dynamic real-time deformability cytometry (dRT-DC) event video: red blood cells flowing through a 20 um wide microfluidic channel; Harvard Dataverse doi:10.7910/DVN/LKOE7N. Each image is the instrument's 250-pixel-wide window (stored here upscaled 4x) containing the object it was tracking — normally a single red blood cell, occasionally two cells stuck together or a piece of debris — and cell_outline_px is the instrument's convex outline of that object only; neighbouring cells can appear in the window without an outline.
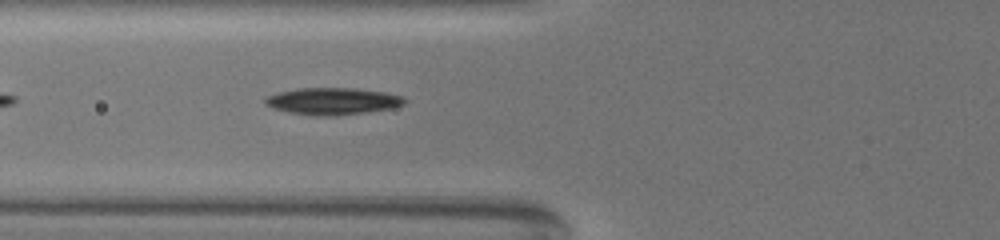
{"species": "common noctule bat (a hibernating species)", "species_latin": "Nyctalus noctula", "temperature_condition": "warm", "stored_images_in_passage": 48, "camera_frame_rate_fps": 3000, "um_per_image_px": 0.085, "animal": {"sex": "female", "body_mass_g": 19.5, "forearm_length_mm": 54.1}, "frame": {"image": 1, "passage_image": 7, "time_ms": 2.0, "image_size_px": [1000, 240], "cell_outline_px": [[408, 100], [404, 104], [392, 108], [368, 112], [332, 116], [320, 116], [288, 112], [264, 104], [264, 100], [268, 96], [280, 92], [300, 88], [352, 88], [384, 92], [400, 96]], "centroid_in_image_um": [28.3, 8.6], "position_along_channel_um": 97.5, "area_um2": 21.62}}
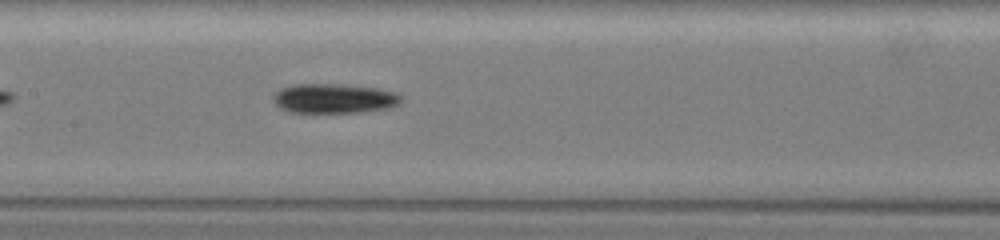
{"frame": {"image": 2, "passage_image": 15, "time_ms": 4.667, "image_size_px": [1000, 240], "cell_outline_px": [[400, 100], [396, 104], [388, 108], [356, 112], [288, 112], [280, 108], [276, 104], [272, 96], [280, 88], [292, 84], [332, 84], [372, 88], [392, 92], [400, 96]], "centroid_in_image_um": [28.28, 8.37], "position_along_channel_um": 179.1, "area_um2": 21.5}}
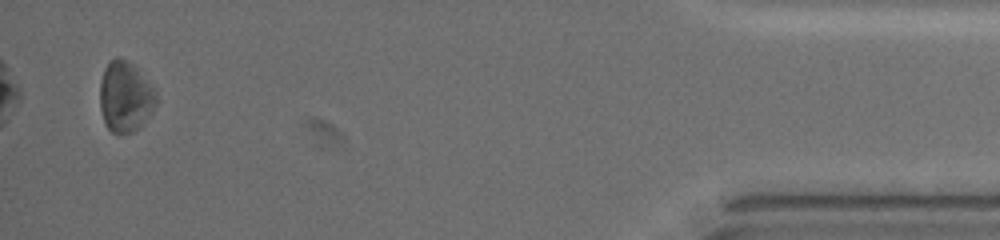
{"frame": {"image": 3, "passage_image": 46, "time_ms": 15.0, "image_size_px": [1000, 240], "cell_outline_px": [[156, 104], [152, 112], [144, 124], [140, 128], [132, 132], [112, 132], [104, 124], [100, 108], [100, 84], [104, 68], [116, 56], [120, 56], [156, 92]], "centroid_in_image_um": [10.61, 8.29], "position_along_channel_um": 424.6, "area_um2": 22.48}, "authors_computed_cell_mechanics": {"area_um2": 20.9236, "velocity_mm_per_s": 3.0513, "shape_relaxation_time_tau1_ms": 1.1949, "shape_relaxation_time_tau2_ms": null, "deformation_change_tau1": 0.0829, "deformation_change_tau2": null}}